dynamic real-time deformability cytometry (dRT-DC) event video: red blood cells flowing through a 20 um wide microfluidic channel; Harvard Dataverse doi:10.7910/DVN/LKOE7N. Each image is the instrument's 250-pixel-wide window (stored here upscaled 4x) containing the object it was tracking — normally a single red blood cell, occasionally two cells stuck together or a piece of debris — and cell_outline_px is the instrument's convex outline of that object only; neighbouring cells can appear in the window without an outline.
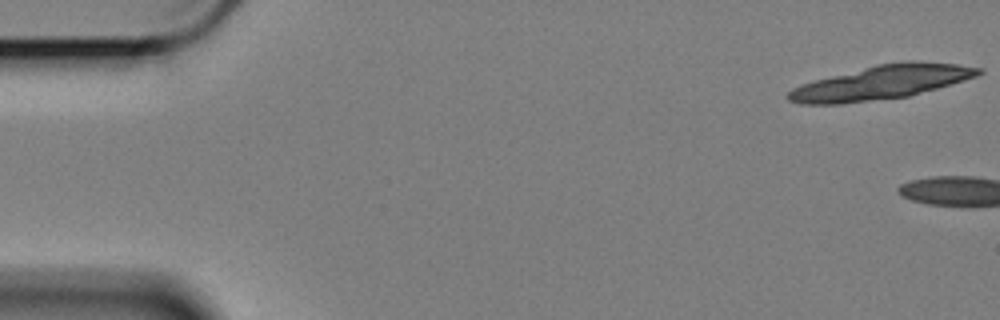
{"species": "Egyptian fruit bat (a non-hibernating species)", "species_latin": "Rousettus aegyptiacus", "temperature_condition": "cold", "stored_images_in_passage": 4, "camera_frame_rate_fps": 3000, "um_per_image_px": 0.085, "animal": {"sex": "female"}, "frame": {"image": 1, "passage_image": 1, "time_ms": 0.0, "image_size_px": [1000, 320], "cell_outline_px": [[984, 72], [976, 76], [936, 88], [908, 96], [840, 104], [800, 104], [788, 100], [788, 92], [792, 88], [800, 84], [876, 64], [904, 60], [920, 60], [956, 64], [980, 68]], "centroid_in_image_um": [74.9, 6.99], "position_along_channel_um": 10.1, "area_um2": 37.34}}